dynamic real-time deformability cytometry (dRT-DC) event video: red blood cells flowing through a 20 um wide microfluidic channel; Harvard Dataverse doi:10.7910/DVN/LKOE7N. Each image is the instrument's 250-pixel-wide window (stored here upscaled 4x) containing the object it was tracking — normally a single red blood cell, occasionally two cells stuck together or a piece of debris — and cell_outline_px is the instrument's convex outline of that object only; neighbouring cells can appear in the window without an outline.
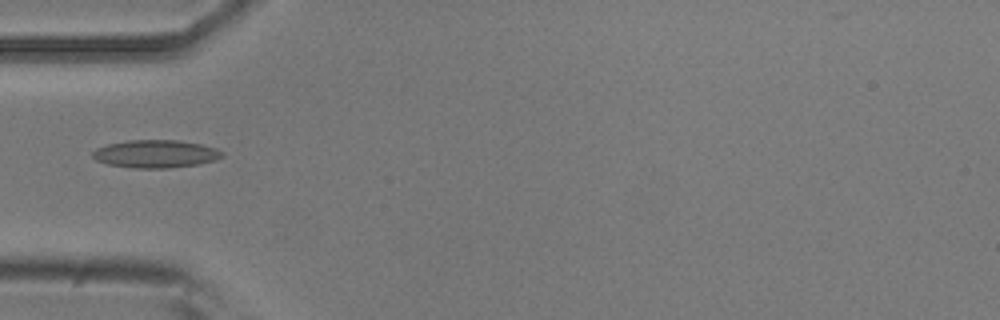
{"species": "common noctule bat (a hibernating species)", "species_latin": "Nyctalus noctula", "temperature_condition": "room temperature", "stored_images_in_passage": 2, "camera_frame_rate_fps": 3000, "um_per_image_px": 0.085, "animal": {"sex": "male", "body_mass_g": 20.5, "forearm_length_mm": 52.5}, "frame": {"image": 1, "passage_image": 1, "time_ms": 0.0, "image_size_px": [1000, 320], "cell_outline_px": [[224, 156], [216, 160], [196, 164], [168, 168], [136, 168], [108, 164], [96, 160], [92, 156], [92, 152], [96, 148], [108, 144], [128, 140], [176, 140], [200, 144], [216, 148], [224, 152]], "centroid_in_image_um": [13.23, 13.07], "position_along_channel_um": 71.8, "area_um2": 20.92}}
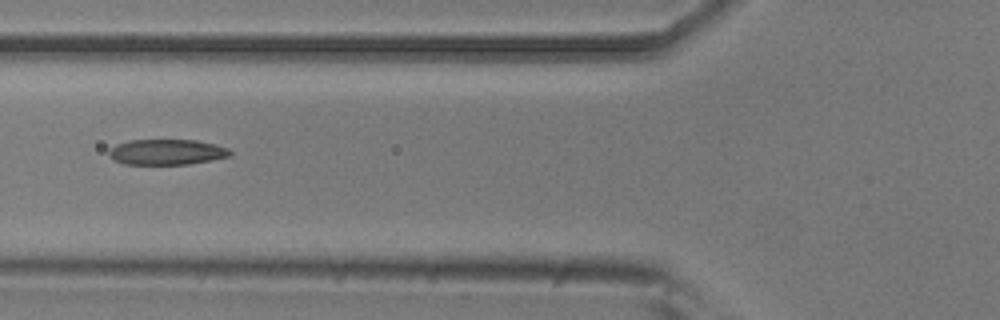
{"frame": {"image": 2, "passage_image": 2, "time_ms": 0.333, "image_size_px": [1000, 320], "cell_outline_px": [[232, 156], [212, 160], [188, 164], [124, 164], [112, 160], [108, 156], [108, 148], [116, 144], [128, 140], [196, 140], [228, 148], [232, 152]], "centroid_in_image_um": [14.12, 12.92], "position_along_channel_um": 111.7, "area_um2": 18.21}}